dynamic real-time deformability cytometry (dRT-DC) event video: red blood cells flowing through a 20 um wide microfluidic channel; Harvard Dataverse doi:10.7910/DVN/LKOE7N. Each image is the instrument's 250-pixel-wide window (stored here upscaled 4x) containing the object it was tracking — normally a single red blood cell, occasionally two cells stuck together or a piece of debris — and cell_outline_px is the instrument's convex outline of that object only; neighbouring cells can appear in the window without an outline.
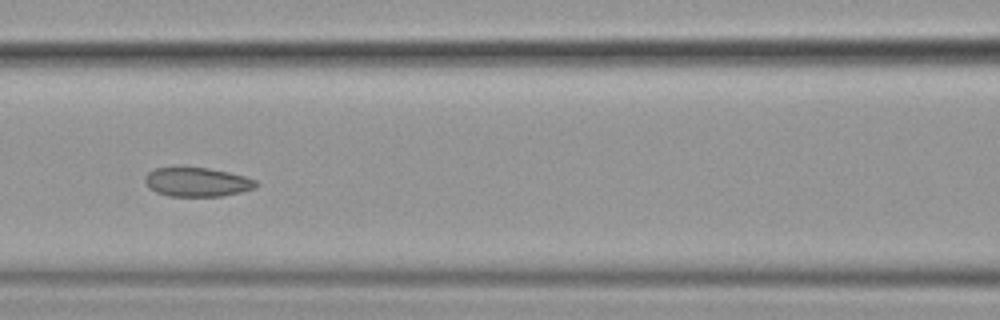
{"species": "common noctule bat (a hibernating species)", "species_latin": "Nyctalus noctula", "temperature_condition": "cold", "stored_images_in_passage": 12, "camera_frame_rate_fps": 3000, "um_per_image_px": 0.085, "animal": {"sex": "female", "body_mass_g": 19.9}, "frame": {"image": 1, "passage_image": 9, "time_ms": 2.667, "image_size_px": [1000, 320], "cell_outline_px": [[256, 188], [240, 192], [220, 196], [168, 196], [156, 192], [148, 188], [144, 180], [148, 172], [156, 168], [208, 168], [228, 172], [244, 176], [256, 180]], "centroid_in_image_um": [16.73, 15.48], "position_along_channel_um": 149.9, "area_um2": 18.61}}